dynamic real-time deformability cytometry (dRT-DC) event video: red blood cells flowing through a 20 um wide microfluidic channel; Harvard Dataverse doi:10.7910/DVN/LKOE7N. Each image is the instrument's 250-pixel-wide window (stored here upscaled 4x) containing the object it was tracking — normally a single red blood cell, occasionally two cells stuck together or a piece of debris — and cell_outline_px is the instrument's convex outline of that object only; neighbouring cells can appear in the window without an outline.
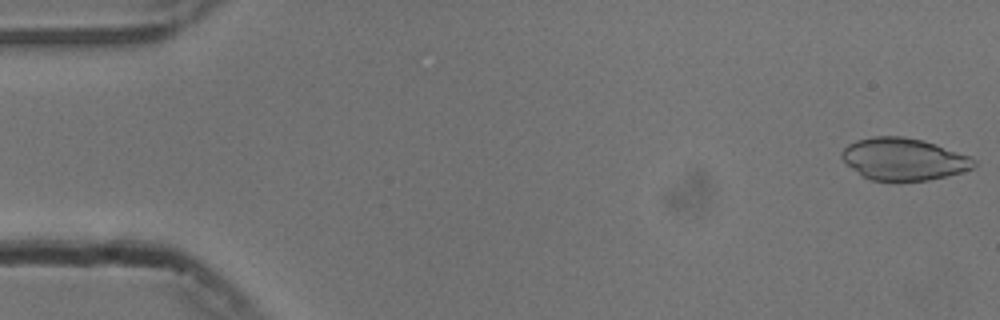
{"species": "common noctule bat (a hibernating species)", "species_latin": "Nyctalus noctula", "temperature_condition": "cold", "stored_images_in_passage": 52, "camera_frame_rate_fps": 3000, "um_per_image_px": 0.085, "animal": {"sex": "male", "body_mass_g": 13.3}, "frame": {"image": 1, "passage_image": 1, "time_ms": 0.0, "image_size_px": [1000, 320], "cell_outline_px": [[976, 164], [972, 168], [948, 176], [928, 180], [872, 180], [864, 176], [852, 168], [840, 156], [840, 152], [848, 144], [856, 140], [872, 136], [900, 136], [924, 140], [968, 156], [976, 160]], "centroid_in_image_um": [76.79, 13.51], "position_along_channel_um": 8.2, "area_um2": 32.08}}